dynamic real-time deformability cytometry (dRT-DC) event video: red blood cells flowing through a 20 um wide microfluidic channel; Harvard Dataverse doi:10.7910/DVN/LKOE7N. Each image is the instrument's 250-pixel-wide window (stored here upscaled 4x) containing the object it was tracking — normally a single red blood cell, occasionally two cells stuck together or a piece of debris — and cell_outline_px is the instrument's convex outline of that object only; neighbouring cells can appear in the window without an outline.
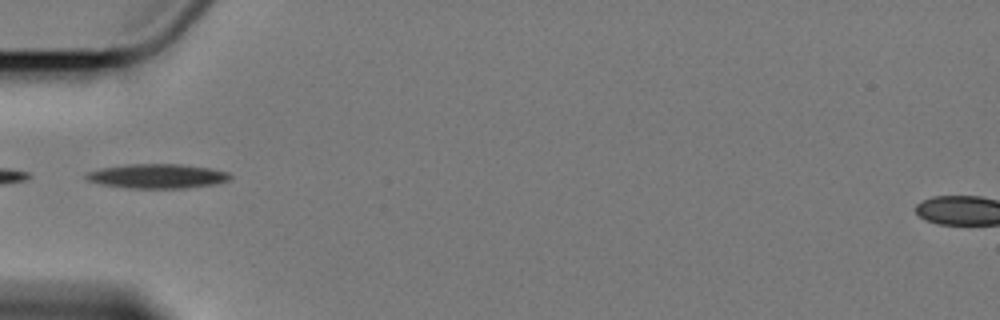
{"species": "Egyptian fruit bat (a non-hibernating species)", "species_latin": "Rousettus aegyptiacus", "temperature_condition": "cold", "stored_images_in_passage": 3, "camera_frame_rate_fps": 3000, "um_per_image_px": 0.085, "animal": {"sex": "female"}, "frame": {"image": 1, "passage_image": 2, "time_ms": 1.0, "image_size_px": [1000, 320], "cell_outline_px": [[232, 176], [228, 180], [216, 184], [184, 188], [128, 188], [100, 184], [88, 180], [84, 176], [88, 172], [100, 168], [128, 164], [180, 164], [212, 168], [228, 172]], "centroid_in_image_um": [13.38, 14.97], "position_along_channel_um": 71.6, "area_um2": 20.52}}
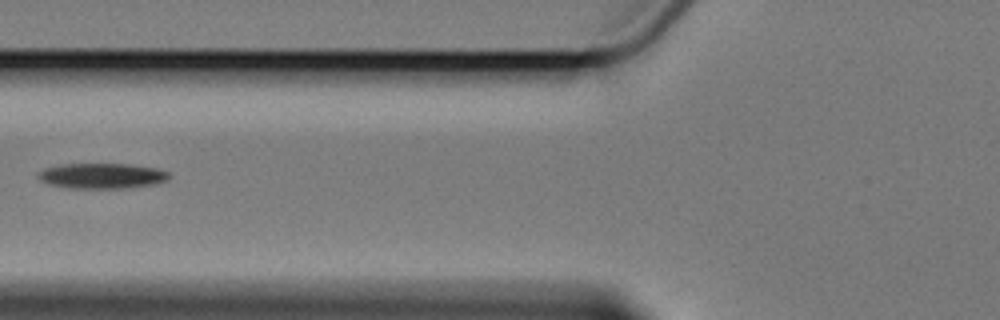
{"frame": {"image": 2, "passage_image": 3, "time_ms": 2.333, "image_size_px": [1000, 320], "cell_outline_px": [[172, 176], [168, 180], [152, 184], [124, 188], [72, 188], [48, 184], [40, 180], [36, 176], [44, 168], [60, 164], [132, 164], [156, 168], [168, 172]], "centroid_in_image_um": [8.67, 14.94], "position_along_channel_um": 117.1, "area_um2": 19.36}}